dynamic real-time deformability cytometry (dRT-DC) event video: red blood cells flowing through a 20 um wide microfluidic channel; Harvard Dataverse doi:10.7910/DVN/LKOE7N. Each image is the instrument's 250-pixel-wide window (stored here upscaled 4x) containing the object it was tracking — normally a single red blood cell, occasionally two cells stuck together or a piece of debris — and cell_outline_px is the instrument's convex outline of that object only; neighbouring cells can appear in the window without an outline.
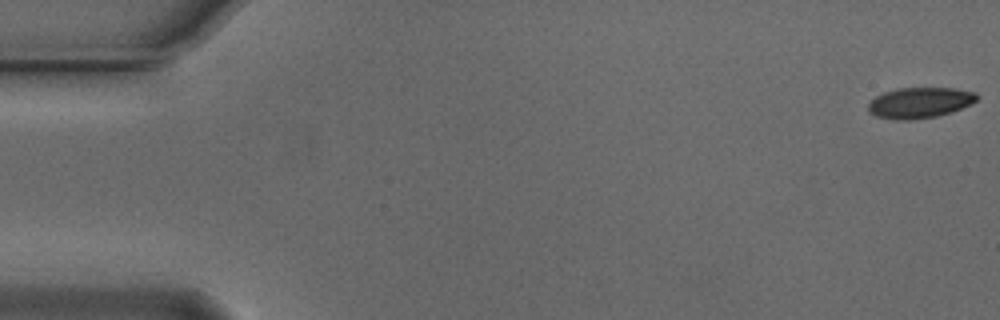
{"species": "Egyptian fruit bat (a non-hibernating species)", "species_latin": "Rousettus aegyptiacus", "temperature_condition": "cold", "stored_images_in_passage": 16, "camera_frame_rate_fps": 3000, "um_per_image_px": 0.085, "animal": {"sex": "male"}, "frame": {"image": 1, "passage_image": 1, "time_ms": 0.0, "image_size_px": [1000, 320], "cell_outline_px": [[980, 96], [976, 100], [952, 112], [936, 116], [908, 120], [896, 120], [876, 116], [868, 112], [868, 104], [876, 96], [884, 92], [896, 88], [956, 88], [976, 92]], "centroid_in_image_um": [78.17, 8.72], "position_along_channel_um": 6.8, "area_um2": 19.42}}
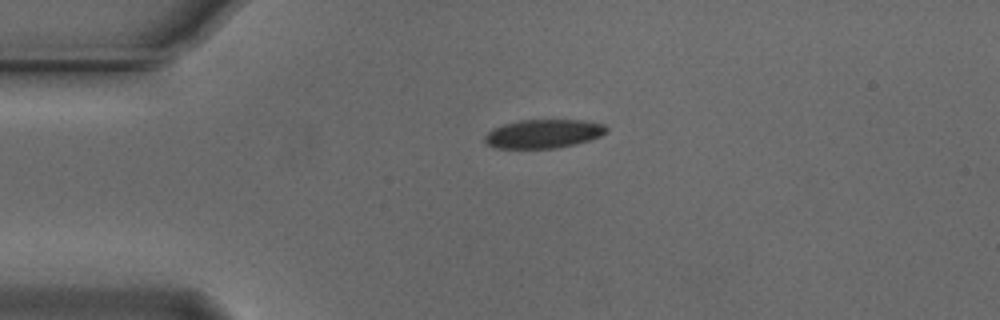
{"frame": {"image": 2, "passage_image": 13, "time_ms": 4.0, "image_size_px": [1000, 320], "cell_outline_px": [[608, 132], [600, 136], [576, 144], [556, 148], [496, 148], [488, 144], [484, 140], [484, 136], [492, 128], [504, 124], [520, 120], [584, 120], [604, 124], [608, 128]], "centroid_in_image_um": [46.21, 11.36], "position_along_channel_um": 38.8, "area_um2": 20.4}}